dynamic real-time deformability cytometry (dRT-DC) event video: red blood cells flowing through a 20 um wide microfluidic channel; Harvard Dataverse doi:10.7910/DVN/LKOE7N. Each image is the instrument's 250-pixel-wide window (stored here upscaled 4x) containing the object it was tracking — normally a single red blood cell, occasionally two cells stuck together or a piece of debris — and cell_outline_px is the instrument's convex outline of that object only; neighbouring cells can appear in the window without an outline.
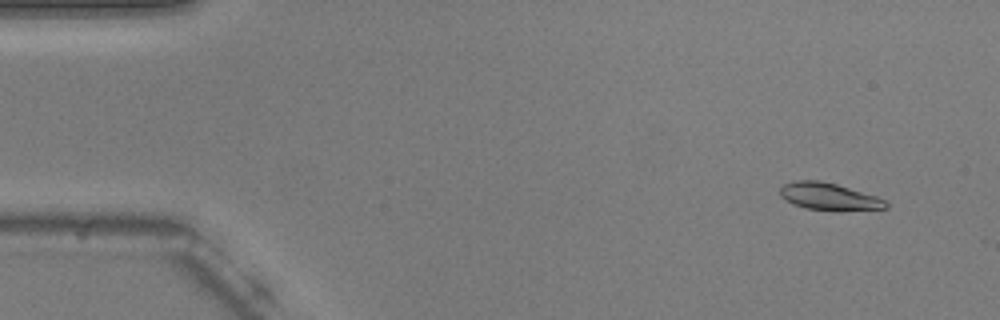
{"species": "common noctule bat (a hibernating species)", "species_latin": "Nyctalus noctula", "temperature_condition": "warm", "stored_images_in_passage": 14, "camera_frame_rate_fps": 3000, "um_per_image_px": 0.085, "animal": {"sex": "male", "body_mass_g": 20.5, "forearm_length_mm": 52.5}, "frame": {"image": 1, "passage_image": 4, "time_ms": 1.0, "image_size_px": [1000, 320], "cell_outline_px": [[888, 208], [804, 208], [792, 204], [780, 196], [780, 188], [784, 184], [796, 180], [820, 180], [836, 184], [876, 196], [884, 200], [888, 204]], "centroid_in_image_um": [70.36, 16.65], "position_along_channel_um": 14.6, "area_um2": 15.84}}